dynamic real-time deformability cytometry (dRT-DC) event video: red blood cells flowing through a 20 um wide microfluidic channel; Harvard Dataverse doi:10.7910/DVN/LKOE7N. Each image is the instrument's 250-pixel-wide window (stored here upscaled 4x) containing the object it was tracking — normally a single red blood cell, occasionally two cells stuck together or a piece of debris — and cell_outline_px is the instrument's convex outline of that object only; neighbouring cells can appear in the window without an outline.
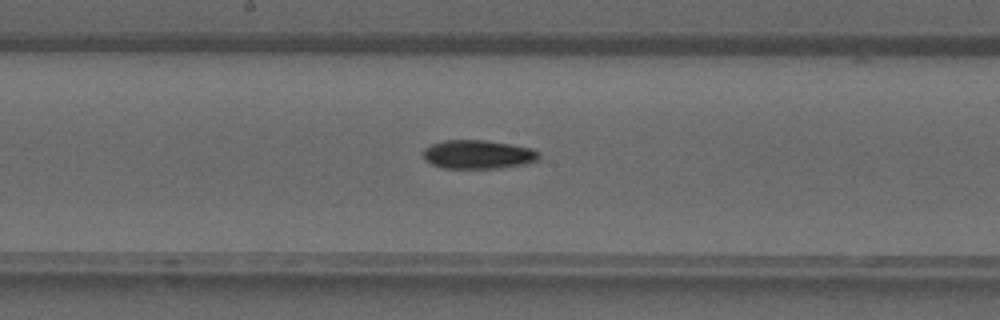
{"species": "common noctule bat (a hibernating species)", "species_latin": "Nyctalus noctula", "temperature_condition": "warm", "stored_images_in_passage": 34, "camera_frame_rate_fps": 3000, "um_per_image_px": 0.085, "animal": {"sex": "male", "forearm_length_mm": 52.5}, "frame": {"image": 1, "passage_image": 15, "time_ms": 4.667, "image_size_px": [1000, 320], "cell_outline_px": [[540, 160], [528, 164], [500, 168], [440, 168], [424, 160], [424, 148], [432, 144], [444, 140], [484, 140], [532, 148], [540, 152]], "centroid_in_image_um": [40.67, 13.14], "position_along_channel_um": 207.5, "area_um2": 19.59}}
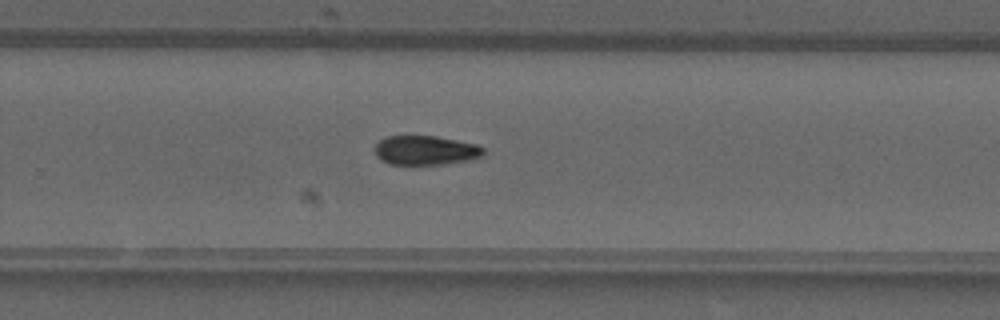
{"frame": {"image": 2, "passage_image": 20, "time_ms": 6.333, "image_size_px": [1000, 320], "cell_outline_px": [[484, 152], [480, 156], [468, 160], [440, 164], [388, 164], [380, 160], [376, 156], [376, 144], [384, 136], [436, 136], [476, 144], [484, 148]], "centroid_in_image_um": [36.13, 12.77], "position_along_channel_um": 293.7, "area_um2": 18.38}}
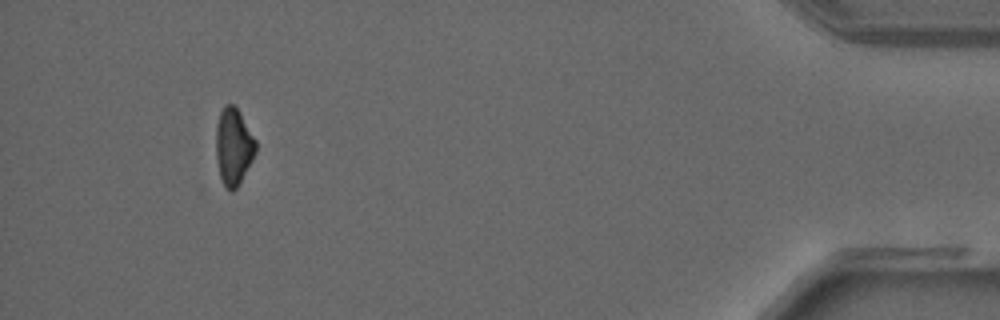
{"frame": {"image": 3, "passage_image": 31, "time_ms": 10.0, "image_size_px": [1000, 320], "cell_outline_px": [[256, 152], [252, 160], [236, 188], [232, 192], [224, 184], [220, 176], [216, 160], [216, 124], [220, 112], [224, 104], [232, 104], [240, 112], [256, 140]], "centroid_in_image_um": [19.84, 12.42], "position_along_channel_um": 415.4, "area_um2": 17.69}}